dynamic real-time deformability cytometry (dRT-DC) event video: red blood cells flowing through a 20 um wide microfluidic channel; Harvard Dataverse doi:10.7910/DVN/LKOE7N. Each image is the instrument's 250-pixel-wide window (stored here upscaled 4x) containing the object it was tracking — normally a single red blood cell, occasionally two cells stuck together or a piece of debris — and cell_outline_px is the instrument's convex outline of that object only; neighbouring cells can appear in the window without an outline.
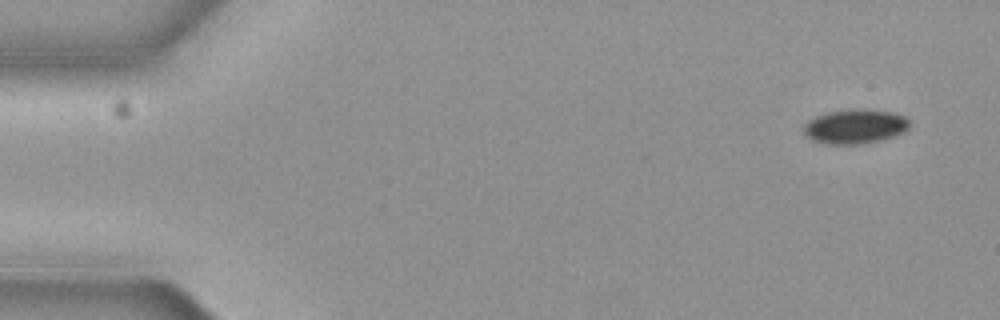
{"species": "common noctule bat (a hibernating species)", "species_latin": "Nyctalus noctula", "temperature_condition": "cold", "stored_images_in_passage": 8, "camera_frame_rate_fps": 3000, "um_per_image_px": 0.085, "animal": {"sex": "female", "body_mass_g": 19.3, "forearm_length_mm": 54.1}, "frame": {"image": 1, "passage_image": 1, "time_ms": 0.0, "image_size_px": [1000, 320], "cell_outline_px": [[912, 124], [904, 132], [896, 136], [880, 140], [860, 144], [828, 144], [812, 140], [804, 132], [804, 124], [808, 120], [816, 116], [828, 112], [852, 108], [864, 108], [896, 112], [904, 116]], "centroid_in_image_um": [72.73, 10.73], "position_along_channel_um": 12.3, "area_um2": 21.56}}
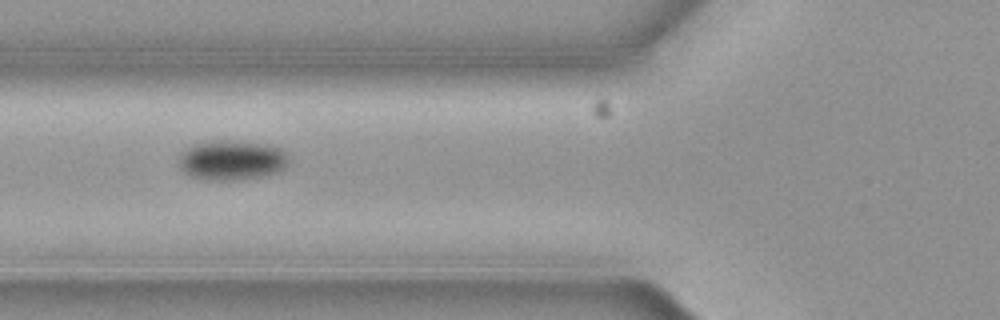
{"frame": {"image": 2, "passage_image": 6, "time_ms": 1.667, "image_size_px": [1000, 320], "cell_outline_px": [[288, 164], [280, 172], [260, 176], [232, 180], [204, 180], [192, 176], [184, 172], [180, 168], [180, 152], [196, 144], [220, 140], [228, 140], [260, 144], [280, 148], [284, 152], [288, 160]], "centroid_in_image_um": [19.69, 13.63], "position_along_channel_um": 106.1, "area_um2": 25.09}}
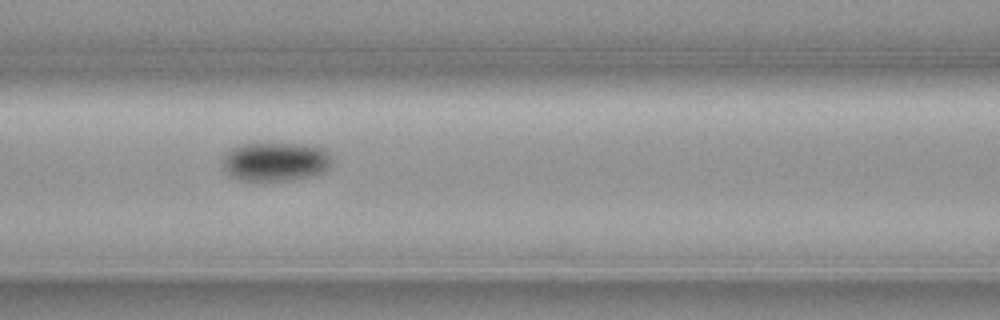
{"frame": {"image": 3, "passage_image": 7, "time_ms": 2.0, "image_size_px": [1000, 320], "cell_outline_px": [[332, 164], [324, 172], [292, 180], [240, 180], [232, 176], [220, 164], [220, 160], [224, 152], [232, 148], [244, 144], [304, 144], [320, 148], [332, 156]], "centroid_in_image_um": [23.38, 13.74], "position_along_channel_um": 143.2, "area_um2": 24.74}}